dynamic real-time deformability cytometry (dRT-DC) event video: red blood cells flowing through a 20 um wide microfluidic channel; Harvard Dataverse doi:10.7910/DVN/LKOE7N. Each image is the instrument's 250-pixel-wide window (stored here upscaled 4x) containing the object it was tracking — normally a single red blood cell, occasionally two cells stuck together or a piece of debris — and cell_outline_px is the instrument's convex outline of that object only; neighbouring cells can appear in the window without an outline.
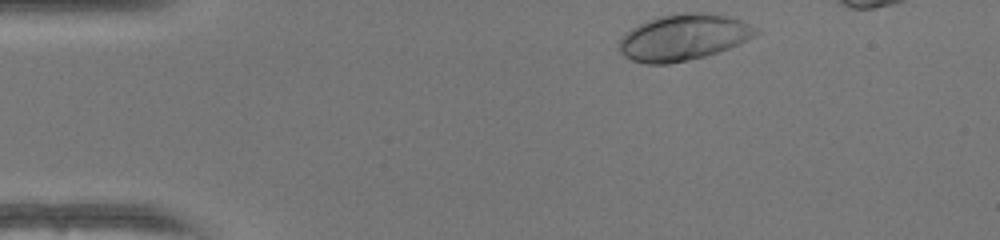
{"species": "human", "species_latin": "Homo sapiens", "temperature_condition": "warm", "stored_images_in_passage": 35, "camera_frame_rate_fps": 3000, "um_per_image_px": 0.085, "donor": {"sex": "female"}, "frame": {"image": 1, "passage_image": 1, "time_ms": 0.0, "image_size_px": [1000, 240], "cell_outline_px": [[760, 32], [728, 48], [704, 56], [688, 60], [668, 64], [644, 64], [632, 60], [624, 56], [620, 52], [620, 40], [632, 28], [648, 20], [660, 16], [684, 12], [704, 12], [724, 16], [740, 20], [756, 28]], "centroid_in_image_um": [58.06, 3.18], "position_along_channel_um": 26.9, "area_um2": 36.13}}
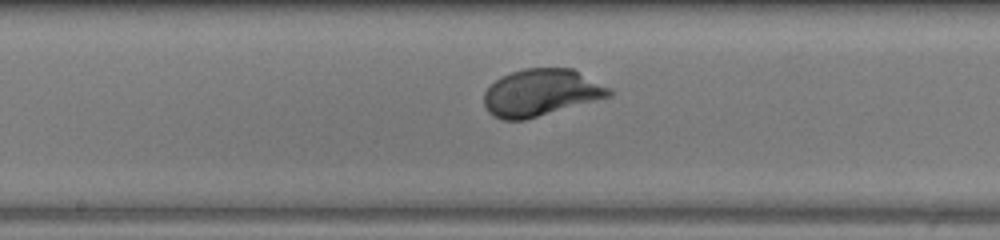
{"frame": {"image": 2, "passage_image": 19, "time_ms": 6.0, "image_size_px": [1000, 240], "cell_outline_px": [[612, 96], [524, 120], [504, 120], [492, 116], [488, 112], [484, 104], [484, 92], [500, 76], [524, 68], [572, 68], [612, 88]], "centroid_in_image_um": [45.99, 7.87], "position_along_channel_um": 202.2, "area_um2": 34.33}}
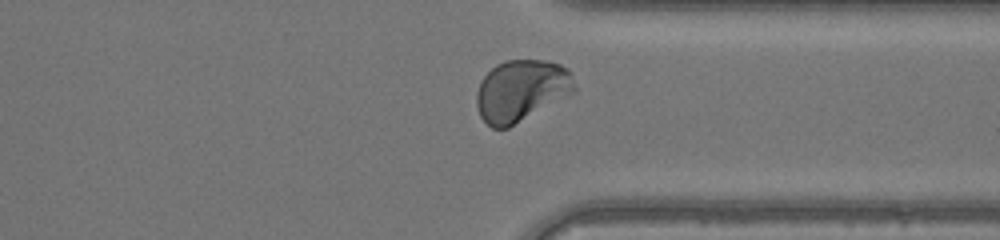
{"frame": {"image": 3, "passage_image": 31, "time_ms": 10.0, "image_size_px": [1000, 240], "cell_outline_px": [[576, 92], [508, 128], [492, 128], [480, 116], [476, 104], [476, 92], [480, 80], [496, 64], [504, 60], [544, 60], [560, 64], [568, 68], [576, 84]], "centroid_in_image_um": [44.32, 7.69], "position_along_channel_um": 367.1, "area_um2": 35.49}, "authors_computed_cell_mechanics": {"area_um2": 33.5818, "velocity_mm_per_s": 4.1128, "shape_relaxation_time_tau1_ms": 1.7413, "shape_relaxation_time_tau2_ms": null, "deformation_change_tau1": 0.153, "deformation_change_tau2": null}}